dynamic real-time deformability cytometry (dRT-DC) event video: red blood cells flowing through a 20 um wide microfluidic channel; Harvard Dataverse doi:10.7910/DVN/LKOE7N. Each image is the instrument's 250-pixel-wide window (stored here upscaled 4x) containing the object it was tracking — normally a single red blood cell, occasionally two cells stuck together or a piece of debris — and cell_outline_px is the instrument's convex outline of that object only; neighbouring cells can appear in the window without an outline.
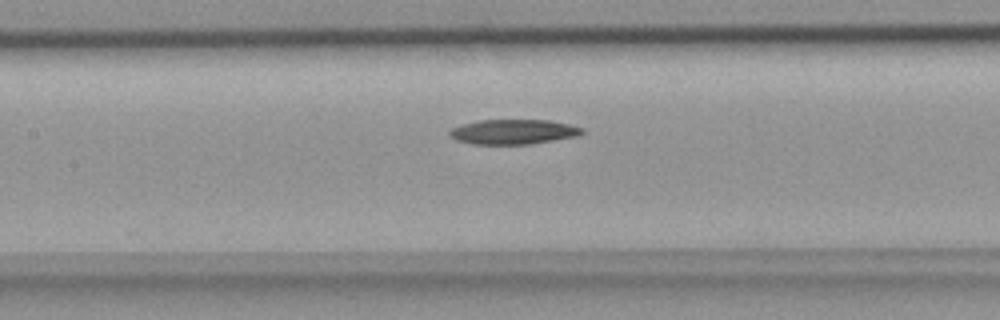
{"species": "common noctule bat (a hibernating species)", "species_latin": "Nyctalus noctula", "temperature_condition": "room temperature", "stored_images_in_passage": 33, "camera_frame_rate_fps": 3000, "um_per_image_px": 0.085, "animal": {"sex": "female", "body_mass_g": 18.4}, "frame": {"image": 1, "passage_image": 14, "time_ms": 4.333, "image_size_px": [1000, 320], "cell_outline_px": [[584, 132], [576, 136], [528, 144], [472, 144], [456, 140], [448, 132], [452, 128], [460, 124], [480, 120], [548, 120], [568, 124], [584, 128]], "centroid_in_image_um": [43.61, 11.2], "position_along_channel_um": 163.8, "area_um2": 19.02}}
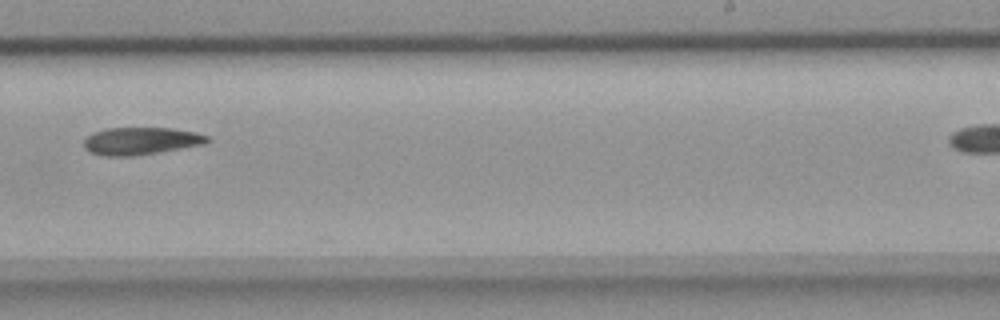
{"frame": {"image": 2, "passage_image": 22, "time_ms": 7.0, "image_size_px": [1000, 320], "cell_outline_px": [[208, 140], [204, 144], [132, 156], [104, 156], [92, 152], [84, 148], [84, 140], [92, 132], [104, 128], [172, 128], [196, 132], [208, 136]], "centroid_in_image_um": [11.93, 11.97], "position_along_channel_um": 277.1, "area_um2": 19.54}}
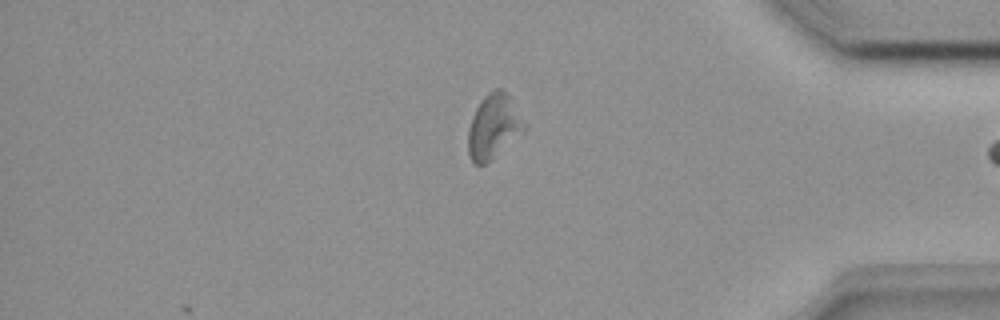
{"frame": {"image": 3, "passage_image": 32, "time_ms": 10.333, "image_size_px": [1000, 320], "cell_outline_px": [[528, 128], [524, 132], [484, 164], [472, 164], [468, 152], [468, 128], [472, 116], [480, 100], [488, 92], [496, 88], [504, 88], [508, 92], [528, 124]], "centroid_in_image_um": [41.99, 10.69], "position_along_channel_um": 393.2, "area_um2": 21.5}}